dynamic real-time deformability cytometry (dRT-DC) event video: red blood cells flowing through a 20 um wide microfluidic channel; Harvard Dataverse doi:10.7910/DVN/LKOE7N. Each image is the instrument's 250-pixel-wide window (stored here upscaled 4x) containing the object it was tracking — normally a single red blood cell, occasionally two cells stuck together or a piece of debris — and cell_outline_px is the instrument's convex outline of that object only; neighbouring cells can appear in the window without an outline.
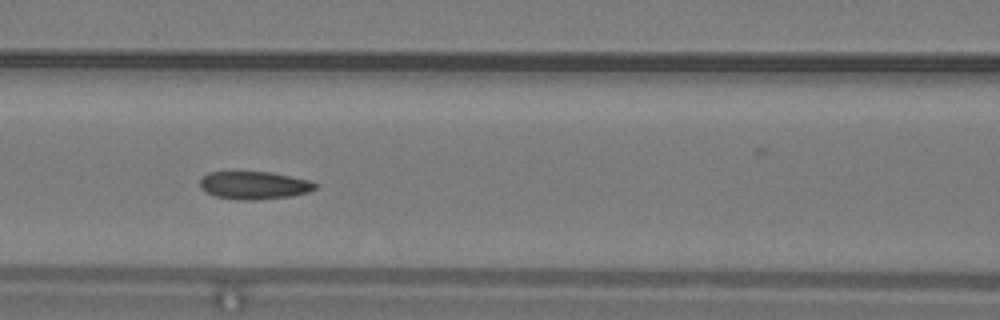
{"species": "common noctule bat (a hibernating species)", "species_latin": "Nyctalus noctula", "temperature_condition": "warm", "stored_images_in_passage": 31, "camera_frame_rate_fps": 3000, "um_per_image_px": 0.085, "animal": {"sex": "male", "body_mass_g": 19.2, "forearm_length_mm": 51.8}, "frame": {"image": 1, "passage_image": 10, "time_ms": 3.0, "image_size_px": [1000, 320], "cell_outline_px": [[316, 188], [308, 192], [292, 196], [256, 200], [236, 200], [216, 196], [200, 188], [200, 180], [208, 172], [272, 172], [308, 180], [316, 184]], "centroid_in_image_um": [21.6, 15.75], "position_along_channel_um": 145.0, "area_um2": 18.61}, "authors_computed_cell_mechanics": {"area_um2": 19.1896, "velocity_mm_per_s": 4.2071, "shape_relaxation_time_tau1_ms": 6.1312, "shape_relaxation_time_tau2_ms": 1.9388, "deformation_change_tau1": 0.1492, "deformation_change_tau2": 0.0519}}